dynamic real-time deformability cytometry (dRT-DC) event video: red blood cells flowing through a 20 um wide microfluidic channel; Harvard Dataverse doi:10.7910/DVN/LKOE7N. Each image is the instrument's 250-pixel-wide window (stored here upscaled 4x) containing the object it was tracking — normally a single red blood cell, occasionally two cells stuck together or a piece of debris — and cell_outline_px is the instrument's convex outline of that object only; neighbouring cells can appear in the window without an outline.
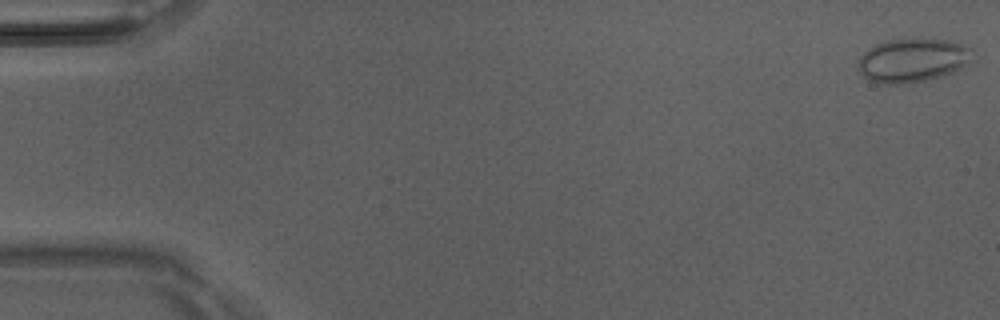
{"species": "Egyptian fruit bat (a non-hibernating species)", "species_latin": "Rousettus aegyptiacus", "temperature_condition": "room temperature", "stored_images_in_passage": 4, "camera_frame_rate_fps": 3000, "um_per_image_px": 0.085, "animal": {"sex": "male"}, "frame": {"image": 1, "passage_image": 1, "time_ms": 0.0, "image_size_px": [1000, 320], "cell_outline_px": [[972, 48], [964, 64], [960, 68], [952, 72], [940, 76], [924, 80], [904, 84], [880, 84], [868, 80], [856, 68], [856, 64], [860, 56], [868, 48], [876, 44], [888, 40], [948, 40]], "centroid_in_image_um": [77.44, 5.15], "position_along_channel_um": 7.6, "area_um2": 28.55}}